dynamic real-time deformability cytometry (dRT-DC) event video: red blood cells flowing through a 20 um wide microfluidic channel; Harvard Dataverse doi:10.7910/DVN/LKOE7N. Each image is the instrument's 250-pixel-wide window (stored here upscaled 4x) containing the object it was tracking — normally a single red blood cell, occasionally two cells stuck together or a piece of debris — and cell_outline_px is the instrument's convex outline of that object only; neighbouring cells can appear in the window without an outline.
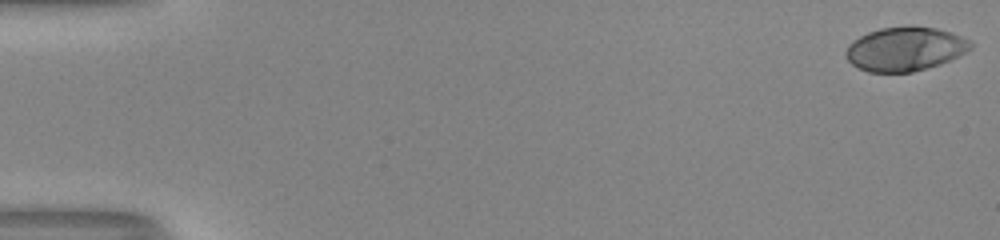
{"species": "human", "species_latin": "Homo sapiens", "temperature_condition": "room temperature", "stored_images_in_passage": 53, "camera_frame_rate_fps": 3000, "um_per_image_px": 0.085, "donor": {"sex": "male"}, "frame": {"image": 1, "passage_image": 1, "time_ms": 0.0, "image_size_px": [1000, 240], "cell_outline_px": [[972, 48], [940, 64], [912, 72], [868, 72], [852, 64], [848, 60], [844, 52], [848, 44], [852, 40], [868, 32], [880, 28], [936, 28], [960, 36], [968, 40], [972, 44]], "centroid_in_image_um": [76.87, 4.19], "position_along_channel_um": 8.1, "area_um2": 31.21}}
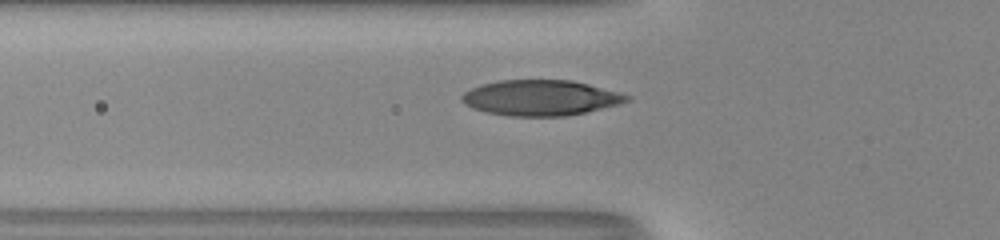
{"frame": {"image": 2, "passage_image": 20, "time_ms": 6.333, "image_size_px": [1000, 240], "cell_outline_px": [[632, 100], [620, 104], [584, 112], [564, 116], [508, 116], [488, 112], [472, 108], [464, 104], [460, 100], [460, 96], [464, 92], [472, 88], [484, 84], [500, 80], [572, 80], [588, 84], [632, 96]], "centroid_in_image_um": [45.94, 8.31], "position_along_channel_um": 79.9, "area_um2": 34.04}}
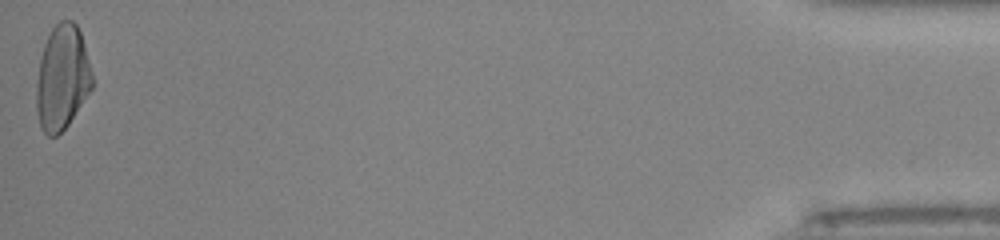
{"frame": {"image": 3, "passage_image": 53, "time_ms": 17.333, "image_size_px": [1000, 240], "cell_outline_px": [[92, 88], [68, 124], [56, 136], [48, 136], [40, 128], [36, 108], [36, 84], [40, 56], [44, 44], [52, 28], [60, 20], [72, 20], [76, 24], [80, 32], [84, 44], [92, 72]], "centroid_in_image_um": [5.27, 6.6], "position_along_channel_um": 429.9, "area_um2": 33.99}, "authors_computed_cell_mechanics": {"area_um2": 32.8882, "velocity_mm_per_s": 4.0601, "shape_relaxation_time_tau1_ms": 4.6038, "shape_relaxation_time_tau2_ms": null, "deformation_change_tau1": 0.2321, "deformation_change_tau2": null}}